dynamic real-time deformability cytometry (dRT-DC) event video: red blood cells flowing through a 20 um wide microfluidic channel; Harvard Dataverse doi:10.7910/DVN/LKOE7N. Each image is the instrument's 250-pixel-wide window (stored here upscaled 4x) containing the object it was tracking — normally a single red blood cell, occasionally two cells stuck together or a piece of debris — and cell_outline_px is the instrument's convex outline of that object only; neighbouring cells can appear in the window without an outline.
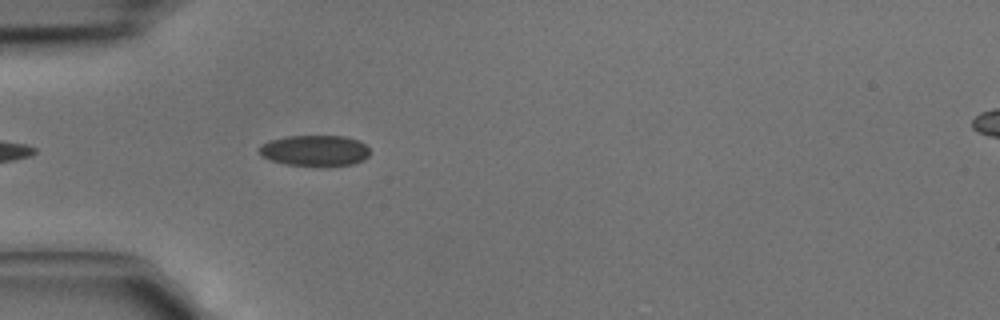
{"species": "common noctule bat (a hibernating species)", "species_latin": "Nyctalus noctula", "temperature_condition": "cold", "stored_images_in_passage": 4, "segment_of_instrument_passage": [1, 2], "camera_frame_rate_fps": 3000, "um_per_image_px": 0.085, "animal": {"sex": "male", "body_mass_g": 15.6}, "frame": {"image": 1, "passage_image": 3, "time_ms": 0.667, "image_size_px": [1000, 320], "cell_outline_px": [[368, 156], [364, 160], [352, 164], [328, 168], [324, 168], [284, 164], [268, 160], [260, 156], [256, 148], [260, 144], [284, 136], [344, 136], [360, 140], [368, 148]], "centroid_in_image_um": [26.72, 12.83], "position_along_channel_um": 58.3, "area_um2": 20.75}}